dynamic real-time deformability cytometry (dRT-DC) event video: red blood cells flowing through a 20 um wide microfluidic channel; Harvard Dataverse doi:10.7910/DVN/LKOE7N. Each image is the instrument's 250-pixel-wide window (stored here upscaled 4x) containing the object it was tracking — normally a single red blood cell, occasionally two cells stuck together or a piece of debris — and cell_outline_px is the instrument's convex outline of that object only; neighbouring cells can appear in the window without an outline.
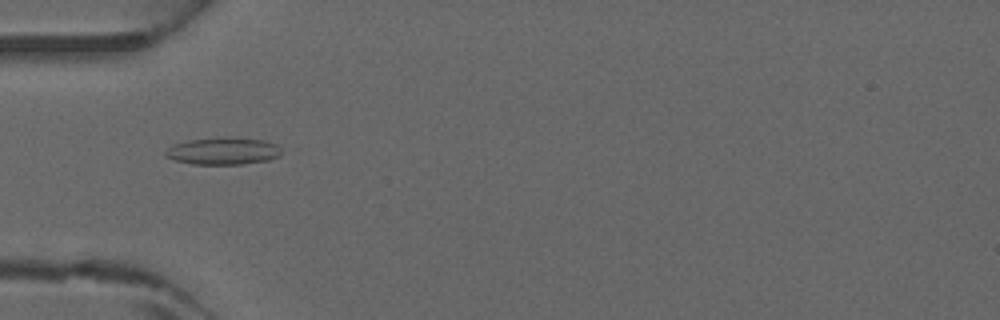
{"species": "common noctule bat (a hibernating species)", "species_latin": "Nyctalus noctula", "temperature_condition": "warm", "stored_images_in_passage": 6, "camera_frame_rate_fps": 3000, "um_per_image_px": 0.085, "animal": {"sex": "male", "forearm_length_mm": 52.5}, "frame": {"image": 1, "passage_image": 5, "time_ms": 1.333, "image_size_px": [1000, 320], "cell_outline_px": [[280, 156], [268, 160], [244, 164], [192, 164], [176, 160], [164, 156], [164, 152], [172, 144], [188, 140], [228, 136], [264, 140], [276, 144], [280, 148]], "centroid_in_image_um": [18.95, 12.83], "position_along_channel_um": 66.0, "area_um2": 18.55}}
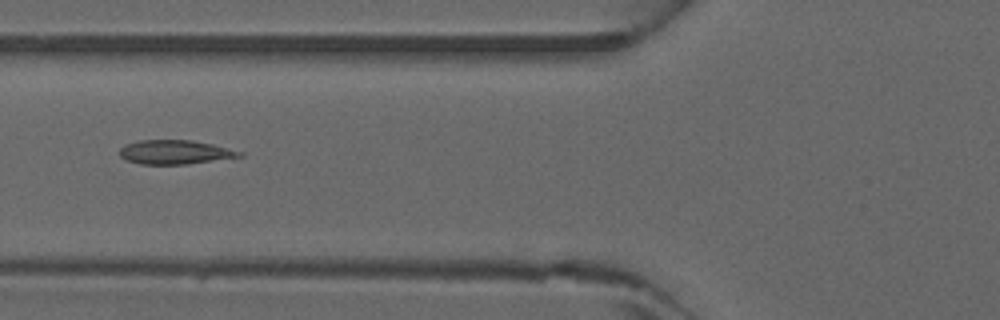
{"frame": {"image": 2, "passage_image": 6, "time_ms": 1.667, "image_size_px": [1000, 320], "cell_outline_px": [[244, 156], [188, 164], [140, 164], [128, 160], [120, 156], [120, 148], [124, 144], [140, 140], [192, 140], [212, 144], [244, 152]], "centroid_in_image_um": [14.89, 12.93], "position_along_channel_um": 110.9, "area_um2": 16.82}}